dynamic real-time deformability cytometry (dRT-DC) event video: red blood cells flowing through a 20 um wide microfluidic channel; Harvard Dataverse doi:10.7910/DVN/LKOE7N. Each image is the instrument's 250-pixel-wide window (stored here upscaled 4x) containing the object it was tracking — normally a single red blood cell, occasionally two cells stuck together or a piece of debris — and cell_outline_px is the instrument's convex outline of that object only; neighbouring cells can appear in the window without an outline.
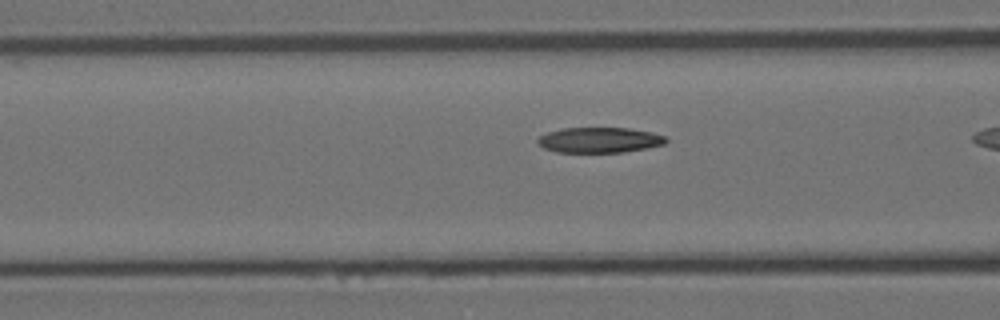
{"species": "Egyptian fruit bat (a non-hibernating species)", "species_latin": "Rousettus aegyptiacus", "temperature_condition": "room temperature", "stored_images_in_passage": 37, "camera_frame_rate_fps": 3000, "um_per_image_px": 0.085, "animal": {"sex": "female"}, "frame": {"image": 1, "passage_image": 16, "time_ms": 5.0, "image_size_px": [1000, 320], "cell_outline_px": [[668, 140], [664, 144], [648, 148], [624, 152], [556, 152], [544, 148], [536, 144], [536, 140], [540, 136], [548, 132], [560, 128], [628, 128], [652, 132], [664, 136]], "centroid_in_image_um": [50.93, 11.9], "position_along_channel_um": 115.7, "area_um2": 19.07}}
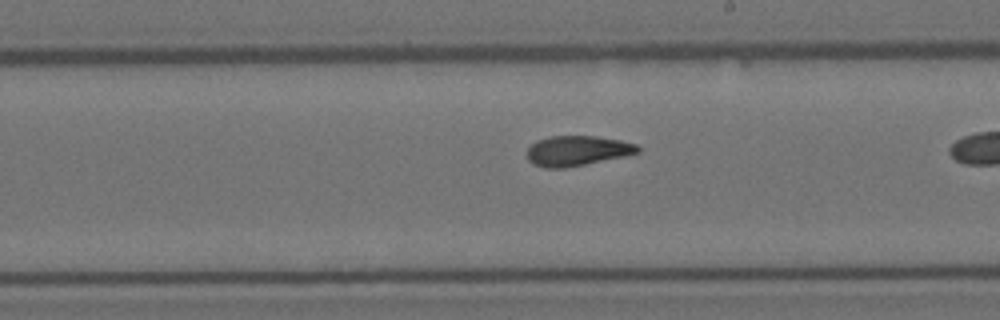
{"frame": {"image": 2, "passage_image": 26, "time_ms": 8.333, "image_size_px": [1000, 320], "cell_outline_px": [[640, 152], [624, 156], [564, 168], [544, 168], [532, 164], [528, 160], [528, 148], [536, 140], [548, 136], [596, 136], [620, 140], [636, 144], [640, 148]], "centroid_in_image_um": [49.04, 12.81], "position_along_channel_um": 240.0, "area_um2": 19.36}}
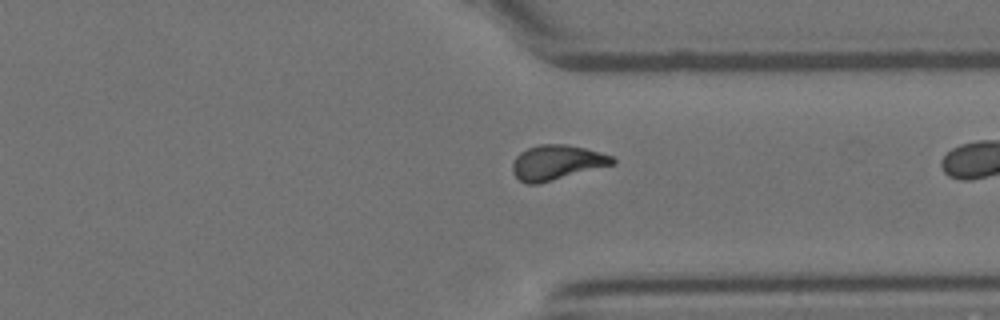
{"frame": {"image": 3, "passage_image": 36, "time_ms": 11.667, "image_size_px": [1000, 320], "cell_outline_px": [[616, 164], [540, 184], [528, 184], [520, 180], [512, 172], [512, 164], [516, 156], [520, 152], [528, 148], [540, 144], [568, 144], [600, 152], [612, 156], [616, 160]], "centroid_in_image_um": [47.35, 13.82], "position_along_channel_um": 364.1, "area_um2": 20.52}}